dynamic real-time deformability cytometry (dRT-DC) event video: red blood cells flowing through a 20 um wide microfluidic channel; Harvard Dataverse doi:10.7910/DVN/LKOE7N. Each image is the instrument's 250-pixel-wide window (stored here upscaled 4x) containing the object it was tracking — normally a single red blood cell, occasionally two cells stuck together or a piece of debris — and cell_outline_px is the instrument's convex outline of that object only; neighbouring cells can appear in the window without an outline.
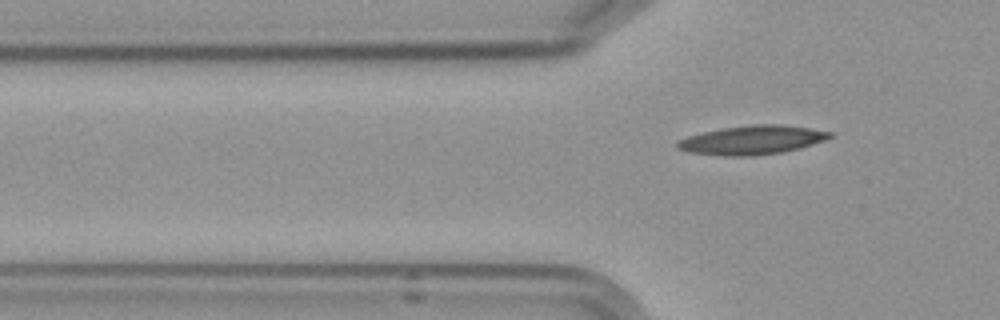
{"species": "Egyptian fruit bat (a non-hibernating species)", "species_latin": "Rousettus aegyptiacus", "temperature_condition": "cold", "stored_images_in_passage": 6, "segment_of_instrument_passage": [2, 2], "camera_frame_rate_fps": 3000, "um_per_image_px": 0.085, "frame": {"image": 1, "passage_image": 6, "time_ms": 6.0, "image_size_px": [1000, 320], "cell_outline_px": [[832, 136], [824, 140], [800, 148], [784, 152], [752, 156], [724, 156], [688, 152], [676, 148], [676, 144], [680, 140], [688, 136], [704, 132], [724, 128], [752, 124], [780, 124], [812, 128], [832, 132]], "centroid_in_image_um": [63.94, 11.9], "position_along_channel_um": 61.9, "area_um2": 25.66}}